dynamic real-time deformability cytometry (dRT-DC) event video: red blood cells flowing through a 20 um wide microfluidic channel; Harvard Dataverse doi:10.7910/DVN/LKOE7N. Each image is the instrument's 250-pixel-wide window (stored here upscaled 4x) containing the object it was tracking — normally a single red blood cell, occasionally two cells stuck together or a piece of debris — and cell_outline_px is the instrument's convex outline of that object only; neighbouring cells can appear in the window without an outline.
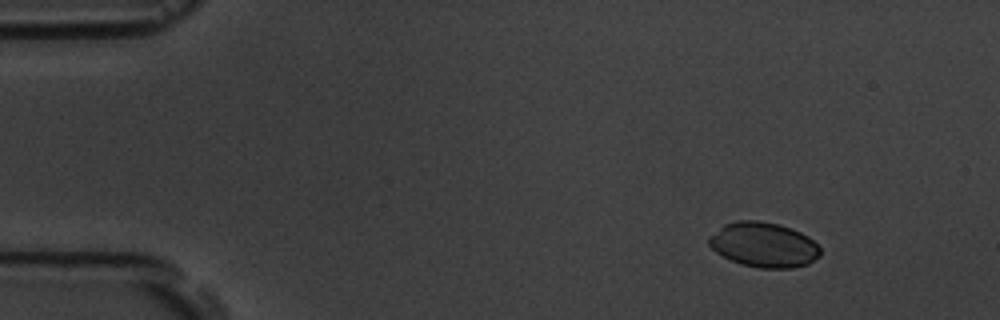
{"species": "common noctule bat (a hibernating species)", "species_latin": "Nyctalus noctula", "temperature_condition": "room temperature", "stored_images_in_passage": 49, "camera_frame_rate_fps": 3000, "um_per_image_px": 0.085, "animal": {"sex": "male", "body_mass_g": 19.5, "forearm_length_mm": 54.6}, "frame": {"image": 1, "passage_image": 1, "time_ms": 0.0, "image_size_px": [1000, 320], "cell_outline_px": [[820, 256], [808, 264], [792, 268], [760, 268], [744, 264], [732, 260], [716, 252], [708, 244], [708, 236], [724, 224], [736, 220], [756, 220], [776, 224], [800, 232], [808, 236], [820, 248]], "centroid_in_image_um": [64.9, 20.8], "position_along_channel_um": 20.1, "area_um2": 28.9}}
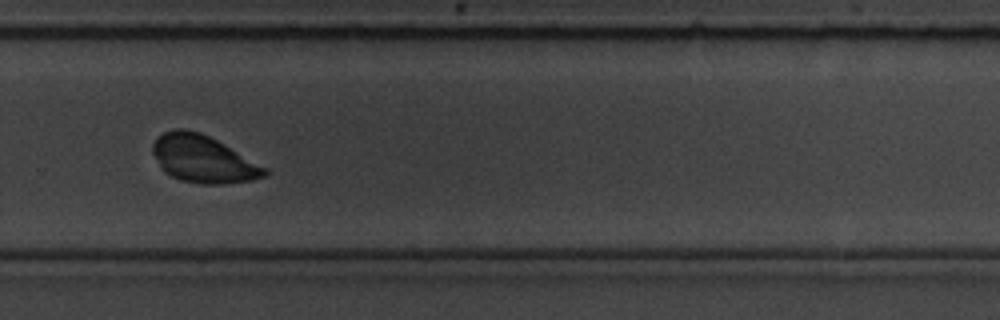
{"frame": {"image": 2, "passage_image": 32, "time_ms": 10.333, "image_size_px": [1000, 320], "cell_outline_px": [[272, 172], [268, 176], [252, 180], [224, 184], [200, 184], [180, 180], [164, 172], [152, 152], [152, 144], [156, 136], [164, 132], [176, 128], [184, 128], [200, 132], [224, 144], [268, 168]], "centroid_in_image_um": [17.29, 13.52], "position_along_channel_um": 312.5, "area_um2": 31.1}}
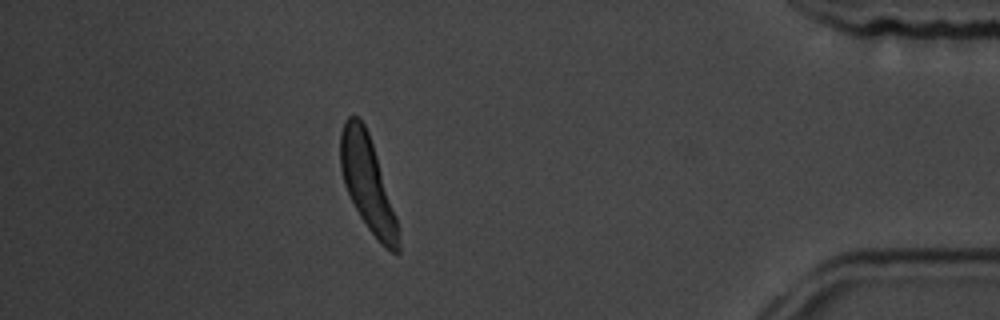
{"frame": {"image": 3, "passage_image": 43, "time_ms": 14.0, "image_size_px": [1000, 320], "cell_outline_px": [[400, 252], [392, 252], [384, 248], [380, 244], [368, 228], [360, 216], [344, 184], [340, 168], [340, 132], [344, 120], [348, 116], [356, 116], [364, 124], [368, 132], [396, 216], [400, 244]], "centroid_in_image_um": [31.23, 15.6], "position_along_channel_um": 404.0, "area_um2": 31.39}}